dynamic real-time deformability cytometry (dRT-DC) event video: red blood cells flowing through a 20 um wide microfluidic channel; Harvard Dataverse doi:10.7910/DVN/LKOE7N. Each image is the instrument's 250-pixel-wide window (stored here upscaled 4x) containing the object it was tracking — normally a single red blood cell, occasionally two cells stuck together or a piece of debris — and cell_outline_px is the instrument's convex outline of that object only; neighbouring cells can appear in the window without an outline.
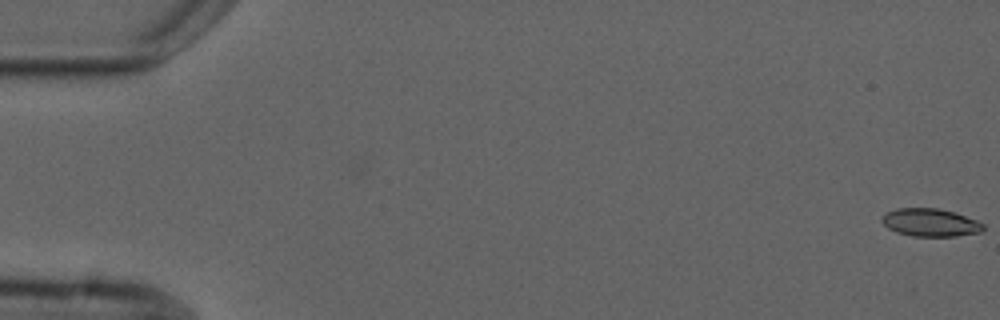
{"species": "common noctule bat (a hibernating species)", "species_latin": "Nyctalus noctula", "temperature_condition": "cold", "stored_images_in_passage": 7, "camera_frame_rate_fps": 3000, "um_per_image_px": 0.085, "animal": {"sex": "male", "forearm_length_mm": 52.5}, "frame": {"image": 1, "passage_image": 1, "time_ms": 0.0, "image_size_px": [1000, 320], "cell_outline_px": [[984, 228], [980, 232], [956, 236], [912, 236], [896, 232], [888, 228], [880, 220], [888, 212], [896, 208], [936, 208], [956, 212], [976, 220], [984, 224]], "centroid_in_image_um": [79.09, 18.91], "position_along_channel_um": 5.9, "area_um2": 16.42}}
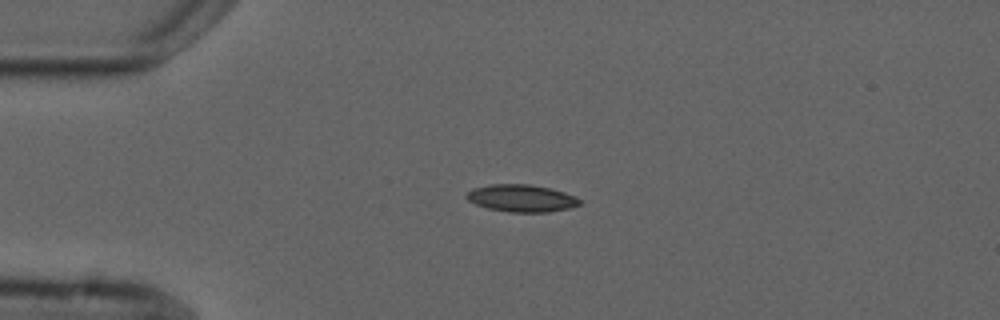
{"frame": {"image": 2, "passage_image": 5, "time_ms": 4.333, "image_size_px": [1000, 320], "cell_outline_px": [[580, 204], [568, 208], [548, 212], [508, 212], [488, 208], [476, 204], [468, 200], [464, 196], [472, 188], [488, 184], [528, 184], [548, 188], [564, 192], [576, 196], [580, 200]], "centroid_in_image_um": [44.29, 16.84], "position_along_channel_um": 40.7, "area_um2": 17.92}}
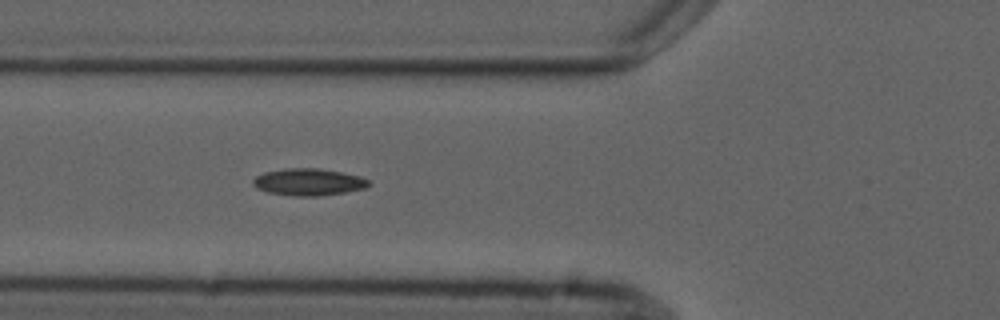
{"frame": {"image": 3, "passage_image": 7, "time_ms": 6.667, "image_size_px": [1000, 320], "cell_outline_px": [[372, 184], [364, 188], [344, 192], [320, 196], [292, 196], [268, 192], [256, 188], [252, 184], [252, 180], [256, 176], [264, 172], [288, 168], [320, 168], [360, 176], [368, 180]], "centroid_in_image_um": [26.2, 15.47], "position_along_channel_um": 99.6, "area_um2": 18.21}}